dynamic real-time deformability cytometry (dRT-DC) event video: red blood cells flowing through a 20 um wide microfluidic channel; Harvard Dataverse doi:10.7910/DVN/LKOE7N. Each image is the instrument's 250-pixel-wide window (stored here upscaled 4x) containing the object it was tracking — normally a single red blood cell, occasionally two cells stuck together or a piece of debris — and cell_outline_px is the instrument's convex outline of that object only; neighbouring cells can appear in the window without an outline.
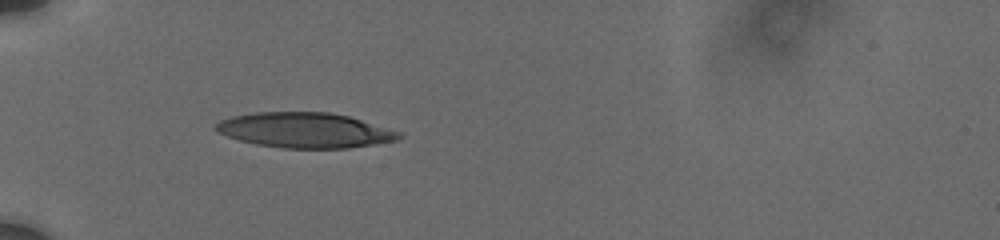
{"species": "human", "species_latin": "Homo sapiens", "temperature_condition": "cold", "stored_images_in_passage": 14, "camera_frame_rate_fps": 3000, "um_per_image_px": 0.085, "donor": {"sex": "male"}, "frame": {"image": 1, "passage_image": 1, "time_ms": 0.0, "image_size_px": [1000, 240], "cell_outline_px": [[404, 136], [400, 140], [376, 144], [348, 148], [280, 148], [256, 144], [240, 140], [216, 132], [212, 128], [220, 120], [232, 116], [252, 112], [328, 112], [348, 116], [400, 132]], "centroid_in_image_um": [25.9, 11.07], "position_along_channel_um": 59.1, "area_um2": 37.63}}
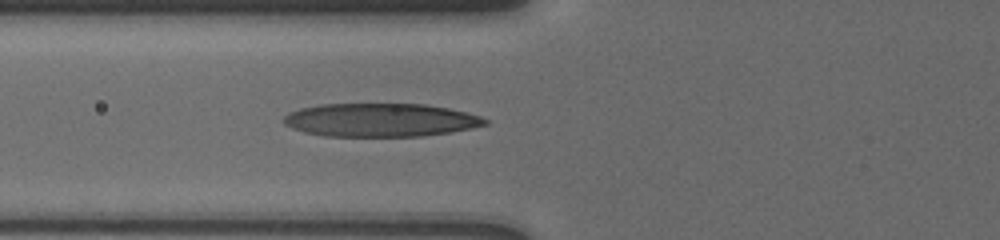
{"frame": {"image": 2, "passage_image": 10, "time_ms": 1.333, "image_size_px": [1000, 240], "cell_outline_px": [[488, 124], [472, 128], [424, 136], [324, 136], [304, 132], [292, 128], [284, 124], [284, 116], [288, 112], [300, 108], [324, 104], [424, 104], [448, 108], [480, 116], [488, 120]], "centroid_in_image_um": [32.32, 10.2], "position_along_channel_um": 93.5, "area_um2": 39.07}}